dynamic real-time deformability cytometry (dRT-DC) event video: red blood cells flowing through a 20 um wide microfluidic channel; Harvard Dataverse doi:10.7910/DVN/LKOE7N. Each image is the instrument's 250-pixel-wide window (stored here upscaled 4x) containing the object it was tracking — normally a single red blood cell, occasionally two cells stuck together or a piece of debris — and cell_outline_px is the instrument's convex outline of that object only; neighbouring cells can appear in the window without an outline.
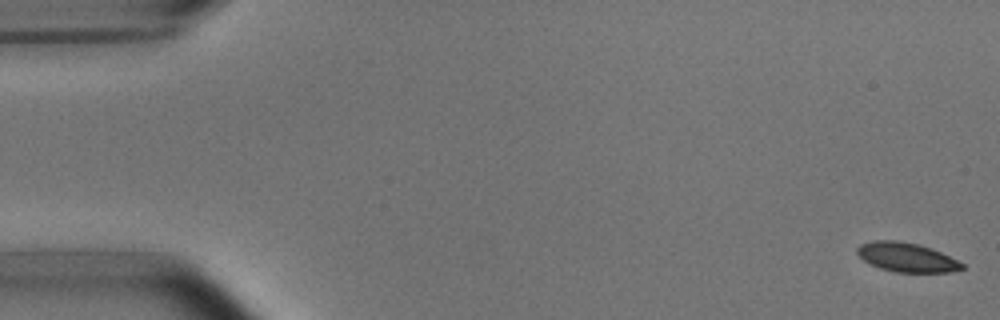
{"species": "common noctule bat (a hibernating species)", "species_latin": "Nyctalus noctula", "temperature_condition": "room temperature", "stored_images_in_passage": 5, "camera_frame_rate_fps": 3000, "um_per_image_px": 0.085, "animal": {"sex": "male", "body_mass_g": 15.6}, "frame": {"image": 1, "passage_image": 1, "time_ms": 0.0, "image_size_px": [1000, 320], "cell_outline_px": [[964, 268], [952, 272], [896, 272], [880, 268], [864, 260], [856, 252], [856, 248], [860, 244], [872, 240], [896, 240], [916, 244], [932, 248], [964, 264]], "centroid_in_image_um": [77.04, 21.86], "position_along_channel_um": 8.0, "area_um2": 17.69}}
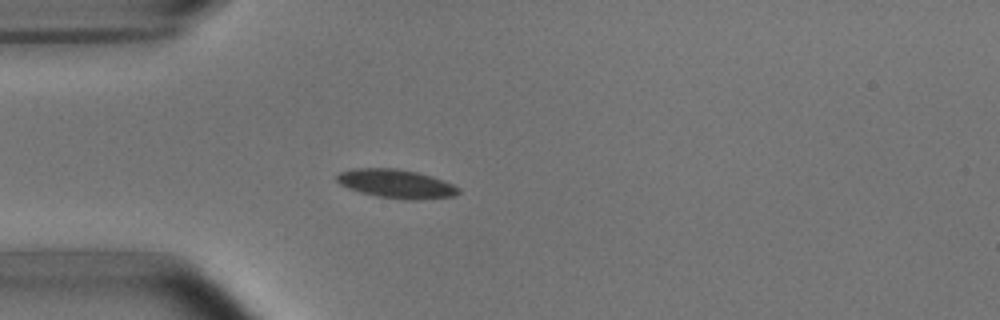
{"frame": {"image": 2, "passage_image": 5, "time_ms": 4.667, "image_size_px": [1000, 320], "cell_outline_px": [[460, 192], [452, 196], [420, 200], [404, 200], [376, 196], [360, 192], [348, 188], [340, 184], [336, 180], [336, 176], [340, 172], [356, 168], [396, 168], [416, 172], [432, 176], [444, 180], [460, 188]], "centroid_in_image_um": [33.68, 15.62], "position_along_channel_um": 51.3, "area_um2": 20.46}}